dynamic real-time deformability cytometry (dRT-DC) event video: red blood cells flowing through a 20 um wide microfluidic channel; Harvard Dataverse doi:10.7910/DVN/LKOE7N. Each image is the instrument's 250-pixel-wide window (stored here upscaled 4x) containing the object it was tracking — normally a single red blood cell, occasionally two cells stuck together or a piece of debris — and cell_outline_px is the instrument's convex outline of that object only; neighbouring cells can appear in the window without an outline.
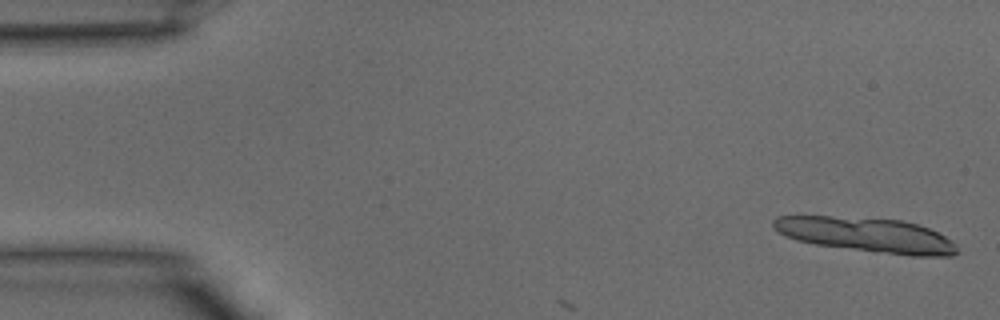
{"species": "common noctule bat (a hibernating species)", "species_latin": "Nyctalus noctula", "temperature_condition": "warm", "stored_images_in_passage": 5, "camera_frame_rate_fps": 3000, "um_per_image_px": 0.085, "animal": {"sex": "male", "body_mass_g": 15.6}, "frame": {"image": 1, "passage_image": 1, "time_ms": 0.0, "image_size_px": [1000, 320], "cell_outline_px": [[960, 252], [952, 256], [912, 256], [876, 252], [816, 244], [796, 240], [780, 232], [772, 224], [772, 220], [776, 216], [832, 216], [900, 220], [916, 224], [928, 228], [952, 240], [956, 244]], "centroid_in_image_um": [73.71, 19.97], "position_along_channel_um": 11.3, "area_um2": 36.88}}